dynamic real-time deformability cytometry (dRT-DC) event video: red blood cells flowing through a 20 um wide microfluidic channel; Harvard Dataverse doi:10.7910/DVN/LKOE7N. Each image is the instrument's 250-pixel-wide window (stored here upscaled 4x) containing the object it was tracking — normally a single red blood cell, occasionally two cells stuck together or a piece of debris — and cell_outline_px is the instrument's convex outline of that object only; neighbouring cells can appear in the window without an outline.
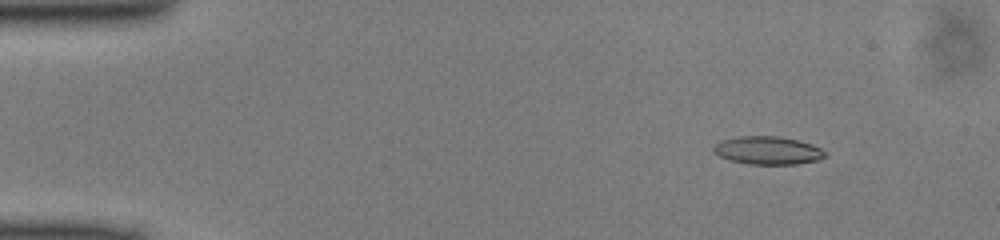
{"species": "common noctule bat (a hibernating species)", "species_latin": "Nyctalus noctula", "temperature_condition": "cold", "stored_images_in_passage": 49, "camera_frame_rate_fps": 3000, "um_per_image_px": 0.085, "animal": {"sex": "male", "body_mass_g": 13.0, "forearm_length_mm": 53.1}, "frame": {"image": 1, "passage_image": 6, "time_ms": 1.667, "image_size_px": [1000, 240], "cell_outline_px": [[828, 156], [820, 160], [796, 164], [748, 164], [728, 160], [712, 152], [712, 148], [720, 140], [740, 136], [780, 136], [812, 144], [828, 152]], "centroid_in_image_um": [65.28, 12.79], "position_along_channel_um": 19.7, "area_um2": 18.5}}
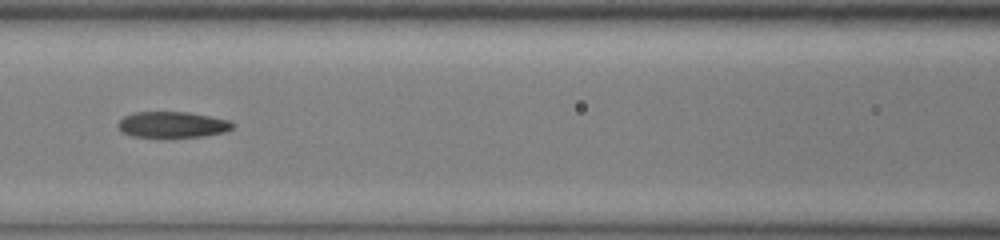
{"frame": {"image": 2, "passage_image": 22, "time_ms": 7.0, "image_size_px": [1000, 240], "cell_outline_px": [[236, 124], [232, 128], [224, 132], [204, 136], [132, 136], [124, 132], [116, 124], [124, 116], [132, 112], [188, 112], [228, 120]], "centroid_in_image_um": [14.66, 10.57], "position_along_channel_um": 151.9, "area_um2": 16.99}}
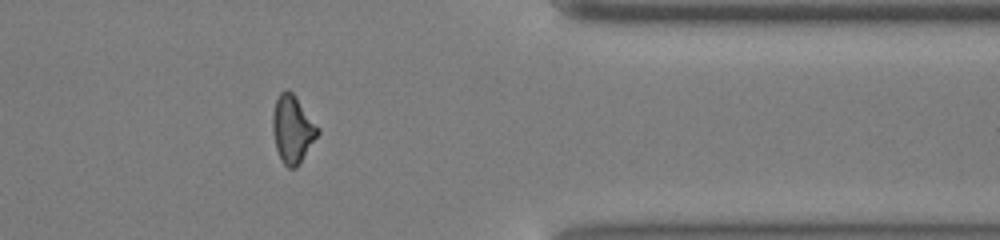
{"frame": {"image": 3, "passage_image": 40, "time_ms": 13.0, "image_size_px": [1000, 240], "cell_outline_px": [[320, 132], [300, 164], [296, 168], [288, 168], [284, 164], [276, 148], [272, 128], [272, 116], [276, 100], [280, 92], [284, 88], [288, 88], [292, 92], [320, 128]], "centroid_in_image_um": [24.87, 10.97], "position_along_channel_um": 386.5, "area_um2": 17.8}}